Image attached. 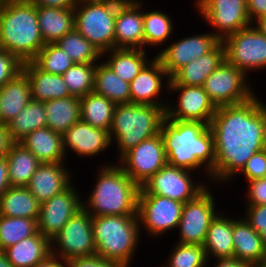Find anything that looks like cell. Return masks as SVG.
I'll return each instance as SVG.
<instances>
[{"label": "cell", "mask_w": 266, "mask_h": 267, "mask_svg": "<svg viewBox=\"0 0 266 267\" xmlns=\"http://www.w3.org/2000/svg\"><path fill=\"white\" fill-rule=\"evenodd\" d=\"M7 126L13 142H20L32 131L47 127L44 102L31 100Z\"/></svg>", "instance_id": "8d00e7d4"}, {"label": "cell", "mask_w": 266, "mask_h": 267, "mask_svg": "<svg viewBox=\"0 0 266 267\" xmlns=\"http://www.w3.org/2000/svg\"><path fill=\"white\" fill-rule=\"evenodd\" d=\"M225 60V47L220 41L210 52L178 69L170 79L178 85L203 86L207 77Z\"/></svg>", "instance_id": "603a6c76"}, {"label": "cell", "mask_w": 266, "mask_h": 267, "mask_svg": "<svg viewBox=\"0 0 266 267\" xmlns=\"http://www.w3.org/2000/svg\"><path fill=\"white\" fill-rule=\"evenodd\" d=\"M251 267H266V260L251 264Z\"/></svg>", "instance_id": "91938a15"}, {"label": "cell", "mask_w": 266, "mask_h": 267, "mask_svg": "<svg viewBox=\"0 0 266 267\" xmlns=\"http://www.w3.org/2000/svg\"><path fill=\"white\" fill-rule=\"evenodd\" d=\"M40 205L27 187L10 186L0 197V215L38 219Z\"/></svg>", "instance_id": "4dcf8cb0"}, {"label": "cell", "mask_w": 266, "mask_h": 267, "mask_svg": "<svg viewBox=\"0 0 266 267\" xmlns=\"http://www.w3.org/2000/svg\"><path fill=\"white\" fill-rule=\"evenodd\" d=\"M32 62L41 70L51 74H64L74 62L55 43H48L37 53Z\"/></svg>", "instance_id": "7bdbcfd3"}, {"label": "cell", "mask_w": 266, "mask_h": 267, "mask_svg": "<svg viewBox=\"0 0 266 267\" xmlns=\"http://www.w3.org/2000/svg\"><path fill=\"white\" fill-rule=\"evenodd\" d=\"M35 267H66V261L51 253Z\"/></svg>", "instance_id": "11a10c76"}, {"label": "cell", "mask_w": 266, "mask_h": 267, "mask_svg": "<svg viewBox=\"0 0 266 267\" xmlns=\"http://www.w3.org/2000/svg\"><path fill=\"white\" fill-rule=\"evenodd\" d=\"M143 3L117 0L114 48L144 49Z\"/></svg>", "instance_id": "ffe728a7"}, {"label": "cell", "mask_w": 266, "mask_h": 267, "mask_svg": "<svg viewBox=\"0 0 266 267\" xmlns=\"http://www.w3.org/2000/svg\"><path fill=\"white\" fill-rule=\"evenodd\" d=\"M22 63L11 53L0 48V87L21 72Z\"/></svg>", "instance_id": "f6af8a7d"}, {"label": "cell", "mask_w": 266, "mask_h": 267, "mask_svg": "<svg viewBox=\"0 0 266 267\" xmlns=\"http://www.w3.org/2000/svg\"><path fill=\"white\" fill-rule=\"evenodd\" d=\"M14 267H35L51 254V241L40 232L3 251Z\"/></svg>", "instance_id": "f1b7e54d"}, {"label": "cell", "mask_w": 266, "mask_h": 267, "mask_svg": "<svg viewBox=\"0 0 266 267\" xmlns=\"http://www.w3.org/2000/svg\"><path fill=\"white\" fill-rule=\"evenodd\" d=\"M41 163L65 162L63 137L48 127L29 133L20 141Z\"/></svg>", "instance_id": "d4e9b609"}, {"label": "cell", "mask_w": 266, "mask_h": 267, "mask_svg": "<svg viewBox=\"0 0 266 267\" xmlns=\"http://www.w3.org/2000/svg\"><path fill=\"white\" fill-rule=\"evenodd\" d=\"M10 186L6 156L0 157V197Z\"/></svg>", "instance_id": "f5cc1de1"}, {"label": "cell", "mask_w": 266, "mask_h": 267, "mask_svg": "<svg viewBox=\"0 0 266 267\" xmlns=\"http://www.w3.org/2000/svg\"><path fill=\"white\" fill-rule=\"evenodd\" d=\"M168 93H179L177 103L167 101L165 118L176 121L202 122L209 126L217 107L203 89V86L175 84L171 79ZM171 91V92H170Z\"/></svg>", "instance_id": "2e32d148"}, {"label": "cell", "mask_w": 266, "mask_h": 267, "mask_svg": "<svg viewBox=\"0 0 266 267\" xmlns=\"http://www.w3.org/2000/svg\"><path fill=\"white\" fill-rule=\"evenodd\" d=\"M94 188L83 208L92 216L138 215L140 186L116 163L97 171ZM86 202V203H85Z\"/></svg>", "instance_id": "277c9868"}, {"label": "cell", "mask_w": 266, "mask_h": 267, "mask_svg": "<svg viewBox=\"0 0 266 267\" xmlns=\"http://www.w3.org/2000/svg\"><path fill=\"white\" fill-rule=\"evenodd\" d=\"M262 241H263V244L266 248V227H264V229L259 233Z\"/></svg>", "instance_id": "680465c9"}, {"label": "cell", "mask_w": 266, "mask_h": 267, "mask_svg": "<svg viewBox=\"0 0 266 267\" xmlns=\"http://www.w3.org/2000/svg\"><path fill=\"white\" fill-rule=\"evenodd\" d=\"M21 71L30 82L32 100L46 102L71 96L62 75L44 72L32 61L22 63Z\"/></svg>", "instance_id": "cb8c5ba5"}, {"label": "cell", "mask_w": 266, "mask_h": 267, "mask_svg": "<svg viewBox=\"0 0 266 267\" xmlns=\"http://www.w3.org/2000/svg\"><path fill=\"white\" fill-rule=\"evenodd\" d=\"M62 137L65 154L71 151L80 158L97 157L111 145L108 131L92 127L81 119L68 129Z\"/></svg>", "instance_id": "44dd1931"}, {"label": "cell", "mask_w": 266, "mask_h": 267, "mask_svg": "<svg viewBox=\"0 0 266 267\" xmlns=\"http://www.w3.org/2000/svg\"><path fill=\"white\" fill-rule=\"evenodd\" d=\"M33 3L36 6L41 7H54V8H74L79 0H26Z\"/></svg>", "instance_id": "f907efd6"}, {"label": "cell", "mask_w": 266, "mask_h": 267, "mask_svg": "<svg viewBox=\"0 0 266 267\" xmlns=\"http://www.w3.org/2000/svg\"><path fill=\"white\" fill-rule=\"evenodd\" d=\"M31 87L21 71L11 81L0 87V121L7 125L31 101Z\"/></svg>", "instance_id": "4316f807"}, {"label": "cell", "mask_w": 266, "mask_h": 267, "mask_svg": "<svg viewBox=\"0 0 266 267\" xmlns=\"http://www.w3.org/2000/svg\"><path fill=\"white\" fill-rule=\"evenodd\" d=\"M169 83L170 77L163 68L160 59L155 55L129 83L130 103L156 105L166 110L167 102L163 101L160 96H162L161 92L164 89L169 92Z\"/></svg>", "instance_id": "d6986e66"}, {"label": "cell", "mask_w": 266, "mask_h": 267, "mask_svg": "<svg viewBox=\"0 0 266 267\" xmlns=\"http://www.w3.org/2000/svg\"><path fill=\"white\" fill-rule=\"evenodd\" d=\"M66 267H123L117 263L108 261L99 255L89 257H77L66 261Z\"/></svg>", "instance_id": "c3c4849f"}, {"label": "cell", "mask_w": 266, "mask_h": 267, "mask_svg": "<svg viewBox=\"0 0 266 267\" xmlns=\"http://www.w3.org/2000/svg\"><path fill=\"white\" fill-rule=\"evenodd\" d=\"M222 42L226 61L247 76L250 71L266 69V36L255 26L230 34Z\"/></svg>", "instance_id": "30bf717a"}, {"label": "cell", "mask_w": 266, "mask_h": 267, "mask_svg": "<svg viewBox=\"0 0 266 267\" xmlns=\"http://www.w3.org/2000/svg\"><path fill=\"white\" fill-rule=\"evenodd\" d=\"M214 200L216 199L209 186L195 199L184 203L177 226L180 237L176 243L203 246L210 223L219 213Z\"/></svg>", "instance_id": "5bb4252c"}, {"label": "cell", "mask_w": 266, "mask_h": 267, "mask_svg": "<svg viewBox=\"0 0 266 267\" xmlns=\"http://www.w3.org/2000/svg\"><path fill=\"white\" fill-rule=\"evenodd\" d=\"M97 63H74L64 74L65 84L71 96L78 98L93 92Z\"/></svg>", "instance_id": "60d3db41"}, {"label": "cell", "mask_w": 266, "mask_h": 267, "mask_svg": "<svg viewBox=\"0 0 266 267\" xmlns=\"http://www.w3.org/2000/svg\"><path fill=\"white\" fill-rule=\"evenodd\" d=\"M116 105L94 92L80 98V119L92 127L101 128L109 132Z\"/></svg>", "instance_id": "d590c367"}, {"label": "cell", "mask_w": 266, "mask_h": 267, "mask_svg": "<svg viewBox=\"0 0 266 267\" xmlns=\"http://www.w3.org/2000/svg\"><path fill=\"white\" fill-rule=\"evenodd\" d=\"M55 44L65 51L74 63H98L102 59V54L98 49L75 28Z\"/></svg>", "instance_id": "f35d334b"}, {"label": "cell", "mask_w": 266, "mask_h": 267, "mask_svg": "<svg viewBox=\"0 0 266 267\" xmlns=\"http://www.w3.org/2000/svg\"><path fill=\"white\" fill-rule=\"evenodd\" d=\"M44 46L37 6L26 0H1L0 48L25 63L32 61Z\"/></svg>", "instance_id": "3957f363"}, {"label": "cell", "mask_w": 266, "mask_h": 267, "mask_svg": "<svg viewBox=\"0 0 266 267\" xmlns=\"http://www.w3.org/2000/svg\"><path fill=\"white\" fill-rule=\"evenodd\" d=\"M209 128L214 137V184H227L266 148V104L255 95L245 103L217 107Z\"/></svg>", "instance_id": "6da1fadb"}, {"label": "cell", "mask_w": 266, "mask_h": 267, "mask_svg": "<svg viewBox=\"0 0 266 267\" xmlns=\"http://www.w3.org/2000/svg\"><path fill=\"white\" fill-rule=\"evenodd\" d=\"M168 14L159 10L143 12L144 47L160 46L170 39L175 24ZM174 24V25H173Z\"/></svg>", "instance_id": "74e56055"}, {"label": "cell", "mask_w": 266, "mask_h": 267, "mask_svg": "<svg viewBox=\"0 0 266 267\" xmlns=\"http://www.w3.org/2000/svg\"><path fill=\"white\" fill-rule=\"evenodd\" d=\"M13 143L8 131V126L0 123V157H4L8 154Z\"/></svg>", "instance_id": "816d5d0a"}, {"label": "cell", "mask_w": 266, "mask_h": 267, "mask_svg": "<svg viewBox=\"0 0 266 267\" xmlns=\"http://www.w3.org/2000/svg\"><path fill=\"white\" fill-rule=\"evenodd\" d=\"M213 267H251V264L245 261H241L237 258H219L215 259Z\"/></svg>", "instance_id": "db71d44e"}, {"label": "cell", "mask_w": 266, "mask_h": 267, "mask_svg": "<svg viewBox=\"0 0 266 267\" xmlns=\"http://www.w3.org/2000/svg\"><path fill=\"white\" fill-rule=\"evenodd\" d=\"M252 24L266 36V15L258 18Z\"/></svg>", "instance_id": "9f6ffc18"}, {"label": "cell", "mask_w": 266, "mask_h": 267, "mask_svg": "<svg viewBox=\"0 0 266 267\" xmlns=\"http://www.w3.org/2000/svg\"><path fill=\"white\" fill-rule=\"evenodd\" d=\"M117 0H79L74 28L102 54L114 48Z\"/></svg>", "instance_id": "52a82bcc"}, {"label": "cell", "mask_w": 266, "mask_h": 267, "mask_svg": "<svg viewBox=\"0 0 266 267\" xmlns=\"http://www.w3.org/2000/svg\"><path fill=\"white\" fill-rule=\"evenodd\" d=\"M249 80L242 70L225 60L207 77L203 89L216 107L237 105L256 95Z\"/></svg>", "instance_id": "ba28073f"}, {"label": "cell", "mask_w": 266, "mask_h": 267, "mask_svg": "<svg viewBox=\"0 0 266 267\" xmlns=\"http://www.w3.org/2000/svg\"><path fill=\"white\" fill-rule=\"evenodd\" d=\"M172 247L167 263L161 267H209L206 251L202 245L176 243Z\"/></svg>", "instance_id": "b9f144b4"}, {"label": "cell", "mask_w": 266, "mask_h": 267, "mask_svg": "<svg viewBox=\"0 0 266 267\" xmlns=\"http://www.w3.org/2000/svg\"><path fill=\"white\" fill-rule=\"evenodd\" d=\"M236 175V177L239 175L245 176L246 182L266 178V148L255 153Z\"/></svg>", "instance_id": "ee69618b"}, {"label": "cell", "mask_w": 266, "mask_h": 267, "mask_svg": "<svg viewBox=\"0 0 266 267\" xmlns=\"http://www.w3.org/2000/svg\"><path fill=\"white\" fill-rule=\"evenodd\" d=\"M92 229L96 255L123 267H131L141 238L138 215L92 217Z\"/></svg>", "instance_id": "5b68a950"}, {"label": "cell", "mask_w": 266, "mask_h": 267, "mask_svg": "<svg viewBox=\"0 0 266 267\" xmlns=\"http://www.w3.org/2000/svg\"><path fill=\"white\" fill-rule=\"evenodd\" d=\"M47 127L63 135L80 120V98L69 96L44 102Z\"/></svg>", "instance_id": "d6a6232c"}, {"label": "cell", "mask_w": 266, "mask_h": 267, "mask_svg": "<svg viewBox=\"0 0 266 267\" xmlns=\"http://www.w3.org/2000/svg\"><path fill=\"white\" fill-rule=\"evenodd\" d=\"M0 267H14L6 257V254L3 251H0Z\"/></svg>", "instance_id": "6f0895ef"}, {"label": "cell", "mask_w": 266, "mask_h": 267, "mask_svg": "<svg viewBox=\"0 0 266 267\" xmlns=\"http://www.w3.org/2000/svg\"><path fill=\"white\" fill-rule=\"evenodd\" d=\"M117 164L140 187L167 164L163 132L143 140L118 158Z\"/></svg>", "instance_id": "9c48e42d"}, {"label": "cell", "mask_w": 266, "mask_h": 267, "mask_svg": "<svg viewBox=\"0 0 266 267\" xmlns=\"http://www.w3.org/2000/svg\"><path fill=\"white\" fill-rule=\"evenodd\" d=\"M187 169L166 164L140 188L139 194H155L186 203L195 199L209 184L197 181Z\"/></svg>", "instance_id": "7c38bea8"}, {"label": "cell", "mask_w": 266, "mask_h": 267, "mask_svg": "<svg viewBox=\"0 0 266 267\" xmlns=\"http://www.w3.org/2000/svg\"><path fill=\"white\" fill-rule=\"evenodd\" d=\"M37 232V219L0 215V251H4Z\"/></svg>", "instance_id": "ab89813d"}, {"label": "cell", "mask_w": 266, "mask_h": 267, "mask_svg": "<svg viewBox=\"0 0 266 267\" xmlns=\"http://www.w3.org/2000/svg\"><path fill=\"white\" fill-rule=\"evenodd\" d=\"M66 162L41 163L28 185V190L41 204L51 199L56 194L68 188L72 182V171L69 172Z\"/></svg>", "instance_id": "7402d4cb"}, {"label": "cell", "mask_w": 266, "mask_h": 267, "mask_svg": "<svg viewBox=\"0 0 266 267\" xmlns=\"http://www.w3.org/2000/svg\"><path fill=\"white\" fill-rule=\"evenodd\" d=\"M72 183L51 199L41 203L37 229L50 241L60 232L69 219L83 208L82 195Z\"/></svg>", "instance_id": "e0dca14e"}, {"label": "cell", "mask_w": 266, "mask_h": 267, "mask_svg": "<svg viewBox=\"0 0 266 267\" xmlns=\"http://www.w3.org/2000/svg\"><path fill=\"white\" fill-rule=\"evenodd\" d=\"M9 183L26 187L41 162L21 143L14 142L6 155Z\"/></svg>", "instance_id": "e575fe53"}, {"label": "cell", "mask_w": 266, "mask_h": 267, "mask_svg": "<svg viewBox=\"0 0 266 267\" xmlns=\"http://www.w3.org/2000/svg\"><path fill=\"white\" fill-rule=\"evenodd\" d=\"M234 258L250 264L266 260V248L259 235L244 217H233Z\"/></svg>", "instance_id": "484cf974"}, {"label": "cell", "mask_w": 266, "mask_h": 267, "mask_svg": "<svg viewBox=\"0 0 266 267\" xmlns=\"http://www.w3.org/2000/svg\"><path fill=\"white\" fill-rule=\"evenodd\" d=\"M184 203L155 194H139L138 218L140 231L160 238L167 231L177 230ZM143 227V228H142ZM160 236V237H159Z\"/></svg>", "instance_id": "9a60e30c"}, {"label": "cell", "mask_w": 266, "mask_h": 267, "mask_svg": "<svg viewBox=\"0 0 266 267\" xmlns=\"http://www.w3.org/2000/svg\"><path fill=\"white\" fill-rule=\"evenodd\" d=\"M246 3L248 17L252 23L266 15V0H246Z\"/></svg>", "instance_id": "681fc988"}, {"label": "cell", "mask_w": 266, "mask_h": 267, "mask_svg": "<svg viewBox=\"0 0 266 267\" xmlns=\"http://www.w3.org/2000/svg\"><path fill=\"white\" fill-rule=\"evenodd\" d=\"M219 42L220 40L212 31L194 34L165 45L156 56L160 59L166 73L171 77L184 65L210 52Z\"/></svg>", "instance_id": "ac0fdd59"}, {"label": "cell", "mask_w": 266, "mask_h": 267, "mask_svg": "<svg viewBox=\"0 0 266 267\" xmlns=\"http://www.w3.org/2000/svg\"><path fill=\"white\" fill-rule=\"evenodd\" d=\"M107 54V55H106ZM109 54V55H108ZM143 49L113 48L102 53L107 58L104 61L122 80L131 82L143 66L150 60Z\"/></svg>", "instance_id": "1f68e13d"}, {"label": "cell", "mask_w": 266, "mask_h": 267, "mask_svg": "<svg viewBox=\"0 0 266 267\" xmlns=\"http://www.w3.org/2000/svg\"><path fill=\"white\" fill-rule=\"evenodd\" d=\"M37 16L41 36L45 44L56 43L74 29V8H54L37 6Z\"/></svg>", "instance_id": "f546056e"}, {"label": "cell", "mask_w": 266, "mask_h": 267, "mask_svg": "<svg viewBox=\"0 0 266 267\" xmlns=\"http://www.w3.org/2000/svg\"><path fill=\"white\" fill-rule=\"evenodd\" d=\"M248 192L246 193L245 205L266 204V178H258L247 181Z\"/></svg>", "instance_id": "bcb514c9"}, {"label": "cell", "mask_w": 266, "mask_h": 267, "mask_svg": "<svg viewBox=\"0 0 266 267\" xmlns=\"http://www.w3.org/2000/svg\"><path fill=\"white\" fill-rule=\"evenodd\" d=\"M197 13L211 26L216 37L224 38L252 24L248 17L246 0H197Z\"/></svg>", "instance_id": "4fadbf2b"}, {"label": "cell", "mask_w": 266, "mask_h": 267, "mask_svg": "<svg viewBox=\"0 0 266 267\" xmlns=\"http://www.w3.org/2000/svg\"><path fill=\"white\" fill-rule=\"evenodd\" d=\"M164 119L165 110L160 106L133 103L116 105L109 135L111 144H117V156L120 158L143 140L160 133Z\"/></svg>", "instance_id": "8992f818"}, {"label": "cell", "mask_w": 266, "mask_h": 267, "mask_svg": "<svg viewBox=\"0 0 266 267\" xmlns=\"http://www.w3.org/2000/svg\"><path fill=\"white\" fill-rule=\"evenodd\" d=\"M245 206L246 212L244 211L243 217L257 233H260L266 227V204Z\"/></svg>", "instance_id": "7dc6e473"}, {"label": "cell", "mask_w": 266, "mask_h": 267, "mask_svg": "<svg viewBox=\"0 0 266 267\" xmlns=\"http://www.w3.org/2000/svg\"><path fill=\"white\" fill-rule=\"evenodd\" d=\"M51 253L65 261L96 255L92 216L84 208L73 215L51 240Z\"/></svg>", "instance_id": "8fae6325"}, {"label": "cell", "mask_w": 266, "mask_h": 267, "mask_svg": "<svg viewBox=\"0 0 266 267\" xmlns=\"http://www.w3.org/2000/svg\"><path fill=\"white\" fill-rule=\"evenodd\" d=\"M93 92L105 96L115 105L130 103L129 82L118 77L104 61L96 64Z\"/></svg>", "instance_id": "836d02e7"}, {"label": "cell", "mask_w": 266, "mask_h": 267, "mask_svg": "<svg viewBox=\"0 0 266 267\" xmlns=\"http://www.w3.org/2000/svg\"><path fill=\"white\" fill-rule=\"evenodd\" d=\"M227 215L229 216L220 212L210 223L203 244L209 263L211 257L214 259L234 257L233 218Z\"/></svg>", "instance_id": "83f0119b"}, {"label": "cell", "mask_w": 266, "mask_h": 267, "mask_svg": "<svg viewBox=\"0 0 266 267\" xmlns=\"http://www.w3.org/2000/svg\"><path fill=\"white\" fill-rule=\"evenodd\" d=\"M162 132L166 141L167 164L196 172L203 168L201 174H206L207 182H214V137L208 125L165 118Z\"/></svg>", "instance_id": "7a4b0ae2"}]
</instances>
